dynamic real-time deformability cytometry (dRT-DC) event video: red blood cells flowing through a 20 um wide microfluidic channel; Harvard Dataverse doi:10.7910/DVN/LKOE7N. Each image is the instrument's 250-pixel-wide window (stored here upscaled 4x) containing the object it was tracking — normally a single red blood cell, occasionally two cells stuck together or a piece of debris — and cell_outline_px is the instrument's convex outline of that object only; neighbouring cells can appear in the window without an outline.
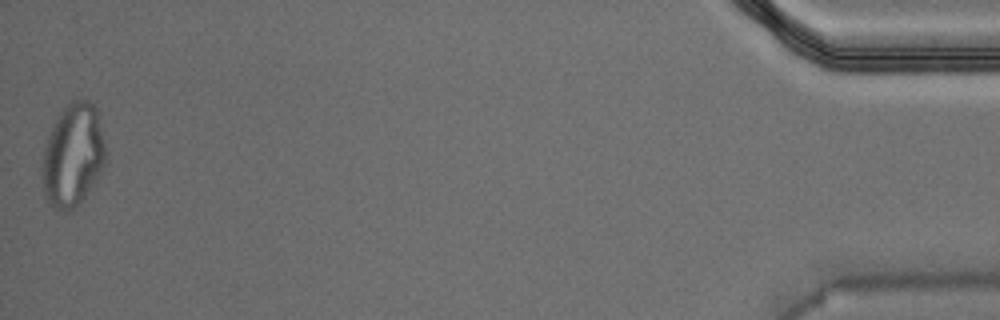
{"species": "Egyptian fruit bat (a non-hibernating species)", "species_latin": "Rousettus aegyptiacus", "temperature_condition": "warm", "stored_images_in_passage": 46, "segment_of_instrument_passage": [2, 2], "camera_frame_rate_fps": 3000, "um_per_image_px": 0.085, "animal": {"sex": "male"}, "frame": {"image": 1, "passage_image": 46, "time_ms": 15.0, "image_size_px": [1000, 320], "cell_outline_px": [[108, 160], [104, 168], [96, 180], [72, 212], [64, 212], [56, 208], [44, 196], [44, 148], [52, 124], [64, 108], [72, 100], [88, 100], [100, 112], [108, 152]], "centroid_in_image_um": [6.29, 13.15], "position_along_channel_um": 428.9, "area_um2": 38.38}}